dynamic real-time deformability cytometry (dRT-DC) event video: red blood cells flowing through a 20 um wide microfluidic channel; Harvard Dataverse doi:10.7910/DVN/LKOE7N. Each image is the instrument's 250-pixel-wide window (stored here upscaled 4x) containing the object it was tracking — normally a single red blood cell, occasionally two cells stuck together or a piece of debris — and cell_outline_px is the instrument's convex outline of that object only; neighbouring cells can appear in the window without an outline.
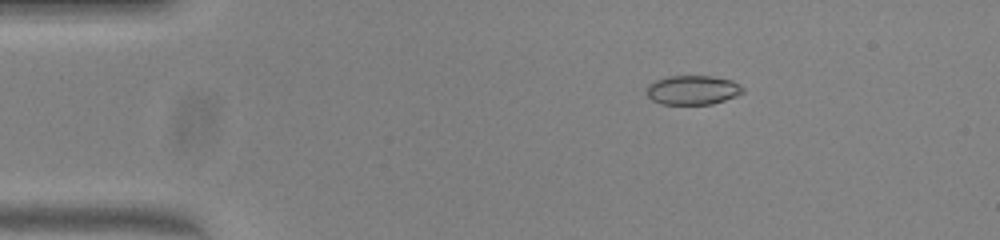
{"species": "common noctule bat (a hibernating species)", "species_latin": "Nyctalus noctula", "temperature_condition": "warm", "stored_images_in_passage": 52, "camera_frame_rate_fps": 3000, "um_per_image_px": 0.085, "animal": {"sex": "female", "body_mass_g": 23.0, "forearm_length_mm": 53.4}, "frame": {"image": 1, "passage_image": 9, "time_ms": 2.667, "image_size_px": [1000, 240], "cell_outline_px": [[744, 92], [736, 96], [712, 104], [660, 104], [652, 100], [648, 96], [648, 84], [656, 80], [668, 76], [712, 76], [732, 80], [740, 84], [744, 88]], "centroid_in_image_um": [58.91, 7.65], "position_along_channel_um": 26.1, "area_um2": 16.42}}
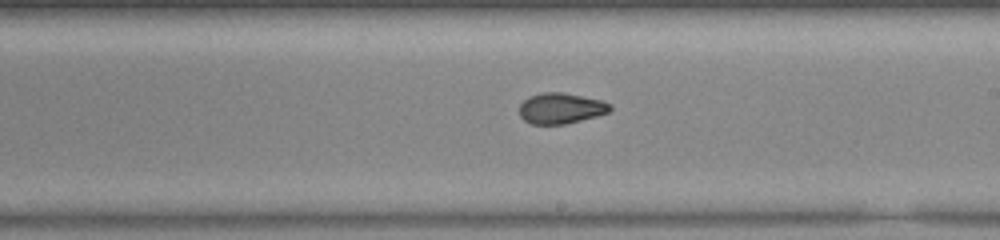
{"frame": {"image": 2, "passage_image": 30, "time_ms": 9.667, "image_size_px": [1000, 240], "cell_outline_px": [[612, 108], [608, 112], [596, 116], [564, 124], [532, 124], [524, 120], [520, 116], [520, 104], [528, 96], [540, 92], [564, 92], [600, 100], [612, 104]], "centroid_in_image_um": [47.65, 9.19], "position_along_channel_um": 241.3, "area_um2": 16.24}}
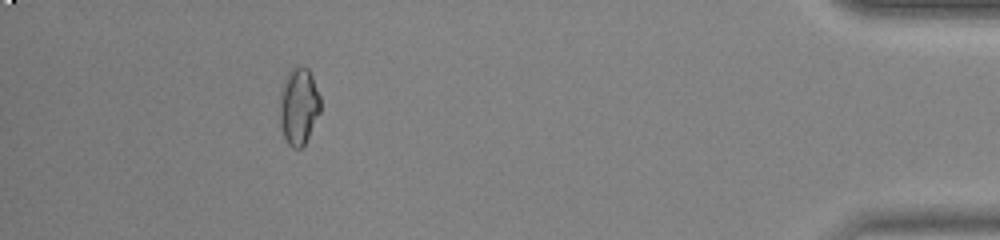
{"frame": {"image": 3, "passage_image": 47, "time_ms": 15.333, "image_size_px": [1000, 240], "cell_outline_px": [[320, 112], [304, 144], [300, 148], [292, 148], [288, 144], [284, 136], [280, 124], [280, 92], [288, 72], [292, 68], [308, 68], [312, 76], [320, 96]], "centroid_in_image_um": [25.39, 9.04], "position_along_channel_um": 409.8, "area_um2": 17.92}, "authors_computed_cell_mechanics": {"area_um2": 16.9354, "velocity_mm_per_s": 4.0184, "shape_relaxation_time_tau1_ms": null, "shape_relaxation_time_tau2_ms": 1.6539, "deformation_change_tau1": null, "deformation_change_tau2": 0.0546}}